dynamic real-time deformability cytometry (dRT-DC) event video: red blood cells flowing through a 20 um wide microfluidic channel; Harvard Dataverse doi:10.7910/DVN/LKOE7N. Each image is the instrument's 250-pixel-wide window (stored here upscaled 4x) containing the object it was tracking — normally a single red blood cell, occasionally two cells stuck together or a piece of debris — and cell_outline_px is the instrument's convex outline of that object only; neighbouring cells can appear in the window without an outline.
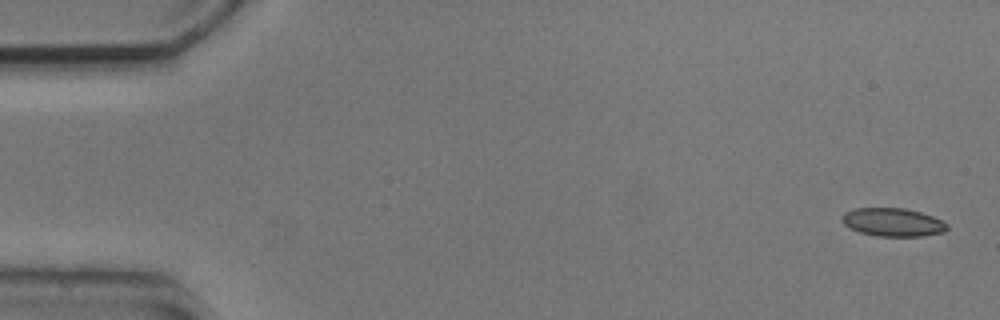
{"species": "common noctule bat (a hibernating species)", "species_latin": "Nyctalus noctula", "temperature_condition": "cold", "stored_images_in_passage": 5, "camera_frame_rate_fps": 3000, "um_per_image_px": 0.085, "animal": {"sex": "male", "body_mass_g": 20.5, "forearm_length_mm": 52.5}, "frame": {"image": 1, "passage_image": 1, "time_ms": 0.0, "image_size_px": [1000, 320], "cell_outline_px": [[948, 228], [944, 232], [924, 236], [876, 236], [860, 232], [848, 228], [840, 220], [840, 216], [844, 212], [856, 208], [904, 208], [920, 212], [932, 216], [948, 224]], "centroid_in_image_um": [75.85, 18.89], "position_along_channel_um": 9.1, "area_um2": 17.46}}
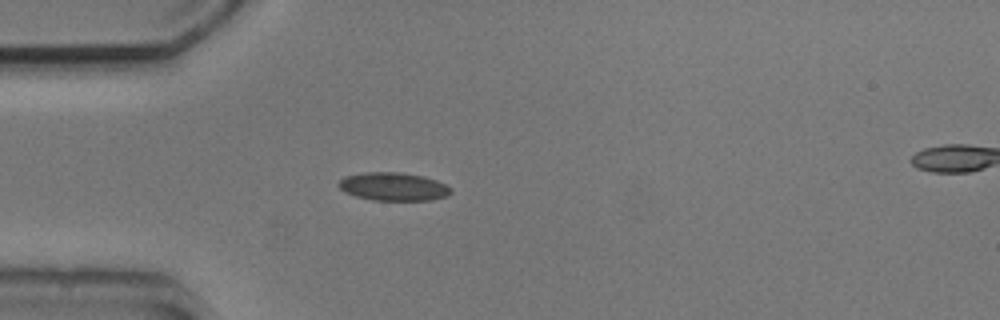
{"frame": {"image": 2, "passage_image": 4, "time_ms": 4.333, "image_size_px": [1000, 320], "cell_outline_px": [[452, 192], [448, 196], [432, 200], [372, 200], [356, 196], [344, 192], [336, 184], [344, 176], [364, 172], [400, 172], [424, 176], [436, 180], [452, 188]], "centroid_in_image_um": [33.44, 15.86], "position_along_channel_um": 51.6, "area_um2": 18.61}}